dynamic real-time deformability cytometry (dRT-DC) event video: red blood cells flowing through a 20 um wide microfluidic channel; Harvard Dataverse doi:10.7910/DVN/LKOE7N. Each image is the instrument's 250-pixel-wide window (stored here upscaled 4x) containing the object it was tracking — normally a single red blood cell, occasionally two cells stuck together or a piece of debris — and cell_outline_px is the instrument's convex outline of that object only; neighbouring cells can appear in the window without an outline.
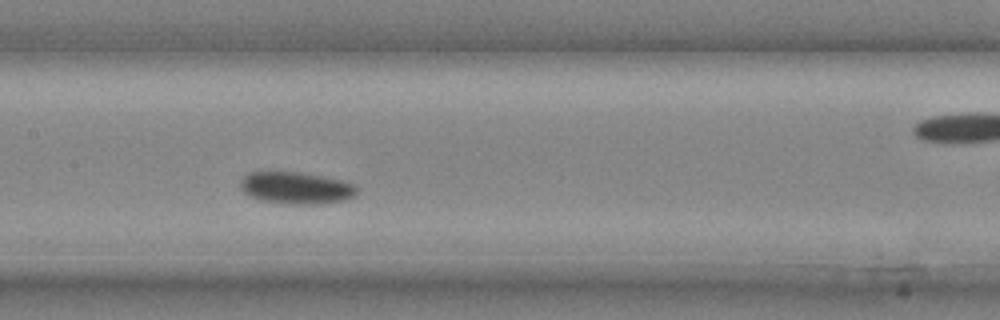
{"species": "common noctule bat (a hibernating species)", "species_latin": "Nyctalus noctula", "temperature_condition": "cold", "stored_images_in_passage": 25, "camera_frame_rate_fps": 3000, "um_per_image_px": 0.085, "animal": {"sex": "male", "body_mass_g": 20.4}, "frame": {"image": 1, "passage_image": 11, "time_ms": 3.333, "image_size_px": [1000, 320], "cell_outline_px": [[356, 196], [344, 200], [312, 204], [284, 204], [260, 200], [248, 196], [240, 188], [240, 184], [244, 176], [248, 172], [300, 172], [340, 180], [356, 184]], "centroid_in_image_um": [25.14, 15.98], "position_along_channel_um": 182.3, "area_um2": 21.68}}
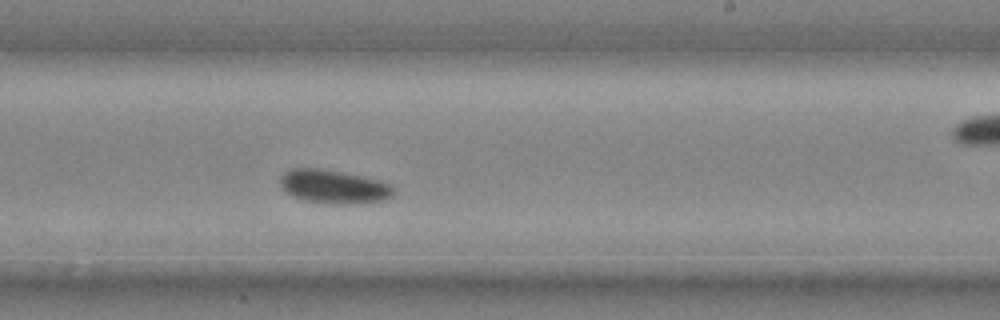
{"frame": {"image": 2, "passage_image": 15, "time_ms": 4.667, "image_size_px": [1000, 320], "cell_outline_px": [[392, 196], [388, 200], [364, 204], [336, 204], [304, 200], [292, 196], [280, 184], [280, 176], [284, 172], [292, 168], [320, 168], [380, 180], [392, 184]], "centroid_in_image_um": [28.4, 15.88], "position_along_channel_um": 260.6, "area_um2": 22.31}}